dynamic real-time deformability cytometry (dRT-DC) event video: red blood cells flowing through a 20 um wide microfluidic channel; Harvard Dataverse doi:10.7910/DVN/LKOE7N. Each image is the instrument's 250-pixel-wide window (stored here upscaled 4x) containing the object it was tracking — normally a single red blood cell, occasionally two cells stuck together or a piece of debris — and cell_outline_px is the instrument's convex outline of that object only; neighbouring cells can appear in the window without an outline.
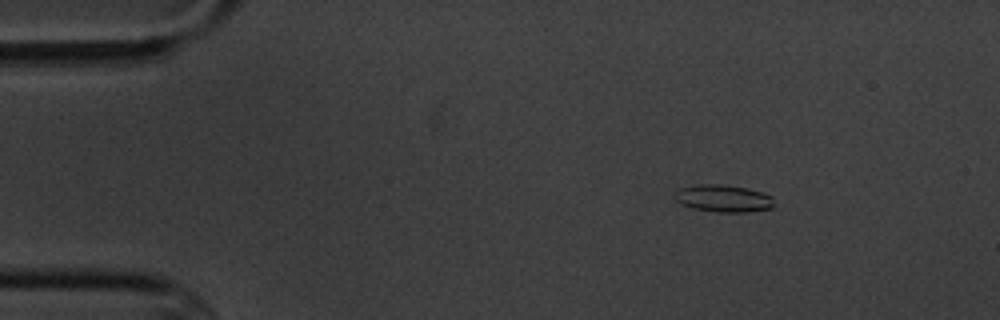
{"species": "common noctule bat (a hibernating species)", "species_latin": "Nyctalus noctula", "temperature_condition": "cold", "stored_images_in_passage": 8, "camera_frame_rate_fps": 3000, "um_per_image_px": 0.085, "animal": {"sex": "male", "body_mass_g": 20.1, "forearm_length_mm": 53.5}, "frame": {"image": 1, "passage_image": 3, "time_ms": 2.333, "image_size_px": [1000, 320], "cell_outline_px": [[772, 208], [748, 212], [716, 212], [692, 208], [680, 204], [672, 196], [672, 192], [680, 188], [700, 184], [720, 184], [748, 188], [772, 196]], "centroid_in_image_um": [61.42, 16.86], "position_along_channel_um": 23.6, "area_um2": 15.9}}
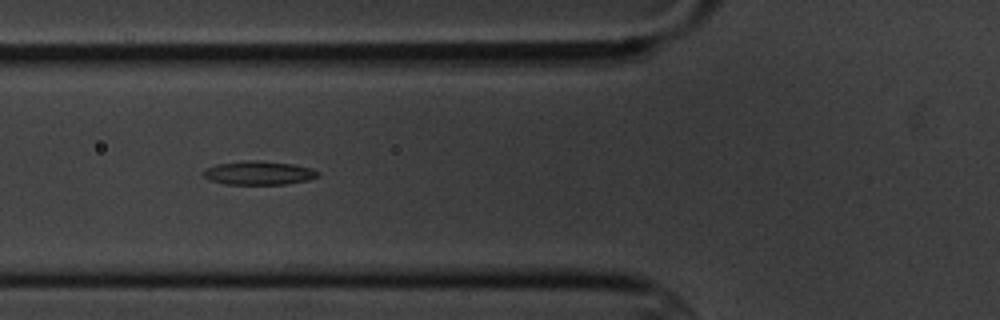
{"frame": {"image": 2, "passage_image": 7, "time_ms": 6.667, "image_size_px": [1000, 320], "cell_outline_px": [[320, 172], [316, 176], [308, 180], [284, 184], [224, 184], [208, 180], [200, 172], [216, 164], [248, 160], [260, 160], [292, 164], [312, 168]], "centroid_in_image_um": [21.96, 14.69], "position_along_channel_um": 103.8, "area_um2": 15.84}}
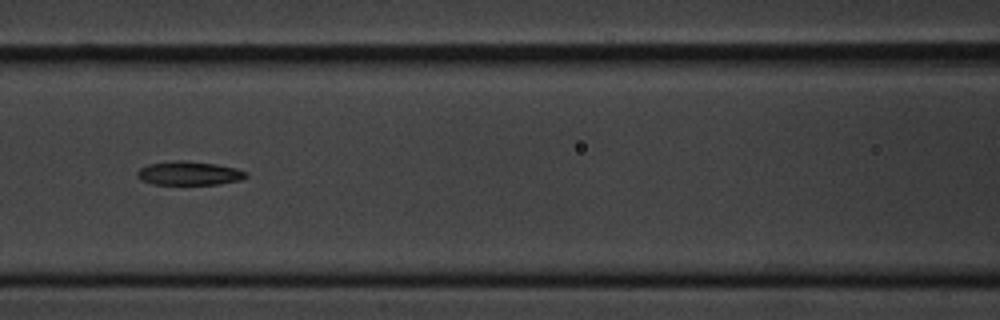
{"frame": {"image": 3, "passage_image": 8, "time_ms": 8.0, "image_size_px": [1000, 320], "cell_outline_px": [[248, 176], [240, 180], [216, 184], [152, 184], [140, 180], [136, 176], [136, 172], [140, 168], [148, 164], [172, 160], [184, 160], [216, 164], [236, 168], [248, 172]], "centroid_in_image_um": [16.04, 14.72], "position_along_channel_um": 150.6, "area_um2": 15.2}}